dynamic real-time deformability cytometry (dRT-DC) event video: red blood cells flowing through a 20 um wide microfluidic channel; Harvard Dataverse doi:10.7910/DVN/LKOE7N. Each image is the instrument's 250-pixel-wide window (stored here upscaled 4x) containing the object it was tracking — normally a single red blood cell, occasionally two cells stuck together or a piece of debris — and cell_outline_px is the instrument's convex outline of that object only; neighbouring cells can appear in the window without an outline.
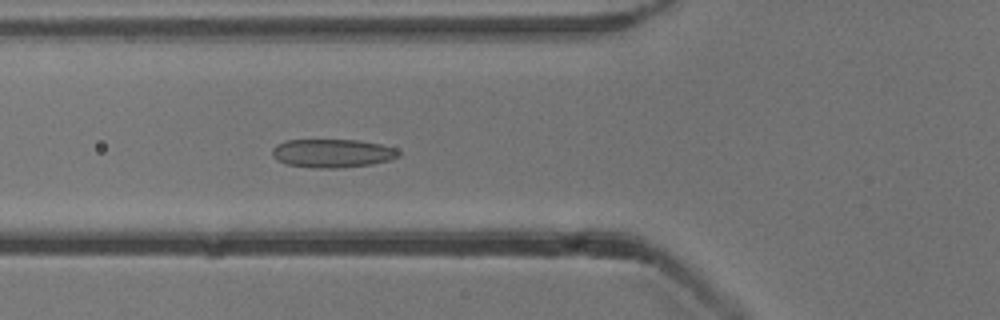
{"species": "common noctule bat (a hibernating species)", "species_latin": "Nyctalus noctula", "temperature_condition": "cold", "stored_images_in_passage": 54, "camera_frame_rate_fps": 3000, "um_per_image_px": 0.085, "animal": {"sex": "male", "body_mass_g": 13.3}, "frame": {"image": 1, "passage_image": 20, "time_ms": 6.333, "image_size_px": [1000, 320], "cell_outline_px": [[400, 156], [388, 160], [372, 164], [336, 168], [312, 168], [288, 164], [276, 160], [272, 156], [272, 148], [276, 144], [284, 140], [360, 140], [380, 144], [396, 148], [400, 152]], "centroid_in_image_um": [28.23, 13.02], "position_along_channel_um": 97.6, "area_um2": 21.1}}
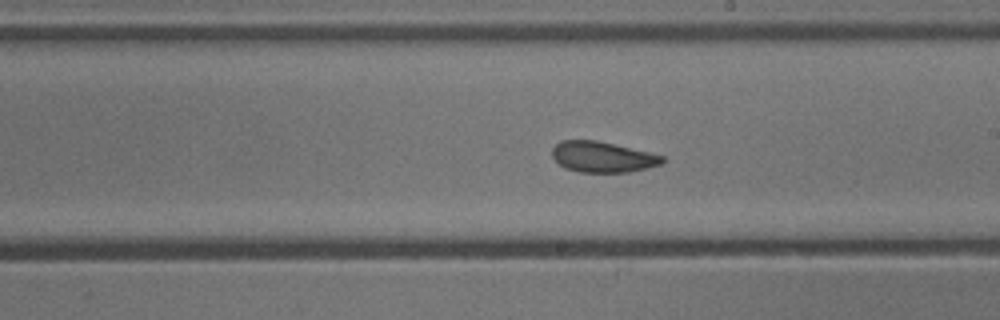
{"frame": {"image": 2, "passage_image": 31, "time_ms": 10.0, "image_size_px": [1000, 320], "cell_outline_px": [[664, 160], [660, 164], [628, 172], [580, 172], [564, 168], [552, 156], [552, 148], [560, 140], [596, 140], [648, 152], [664, 156]], "centroid_in_image_um": [51.17, 13.33], "position_along_channel_um": 237.8, "area_um2": 19.48}}
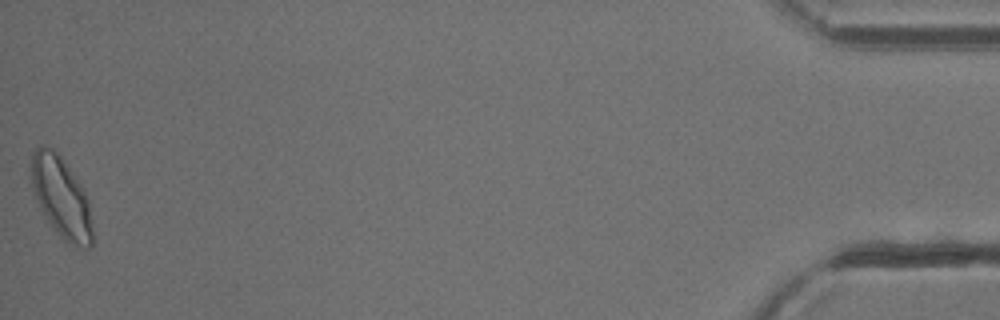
{"frame": {"image": 3, "passage_image": 54, "time_ms": 17.667, "image_size_px": [1000, 320], "cell_outline_px": [[92, 244], [88, 248], [76, 248], [64, 240], [56, 232], [48, 220], [36, 196], [32, 184], [32, 152], [40, 144], [52, 148], [60, 156], [80, 184], [88, 200], [92, 228]], "centroid_in_image_um": [5.23, 16.79], "position_along_channel_um": 430.0, "area_um2": 28.15}, "authors_computed_cell_mechanics": {"area_um2": 21.9929, "velocity_mm_per_s": 3.8052, "shape_relaxation_time_tau1_ms": null, "shape_relaxation_time_tau2_ms": 1.5957, "deformation_change_tau1": null, "deformation_change_tau2": 0.0699}}